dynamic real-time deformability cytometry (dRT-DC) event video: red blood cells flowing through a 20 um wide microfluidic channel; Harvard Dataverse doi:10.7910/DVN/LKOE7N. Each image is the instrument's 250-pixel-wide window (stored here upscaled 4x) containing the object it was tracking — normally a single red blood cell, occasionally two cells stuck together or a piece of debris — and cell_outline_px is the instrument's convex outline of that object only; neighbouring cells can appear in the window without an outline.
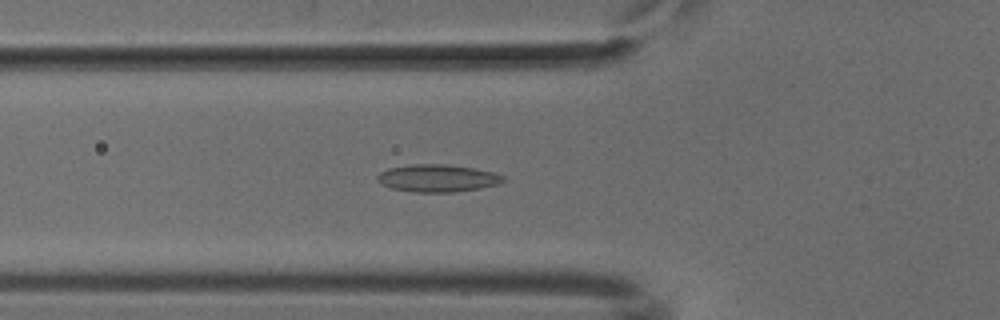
{"species": "common noctule bat (a hibernating species)", "species_latin": "Nyctalus noctula", "temperature_condition": "cold", "stored_images_in_passage": 51, "camera_frame_rate_fps": 3000, "um_per_image_px": 0.085, "animal": {"sex": "male", "body_mass_g": 18.8}, "frame": {"image": 1, "passage_image": 17, "time_ms": 5.333, "image_size_px": [1000, 320], "cell_outline_px": [[504, 180], [500, 184], [480, 188], [456, 192], [416, 192], [392, 188], [380, 184], [376, 180], [376, 176], [380, 172], [388, 168], [412, 164], [448, 164], [476, 168], [492, 172], [504, 176]], "centroid_in_image_um": [37.18, 15.14], "position_along_channel_um": 88.6, "area_um2": 20.29}}
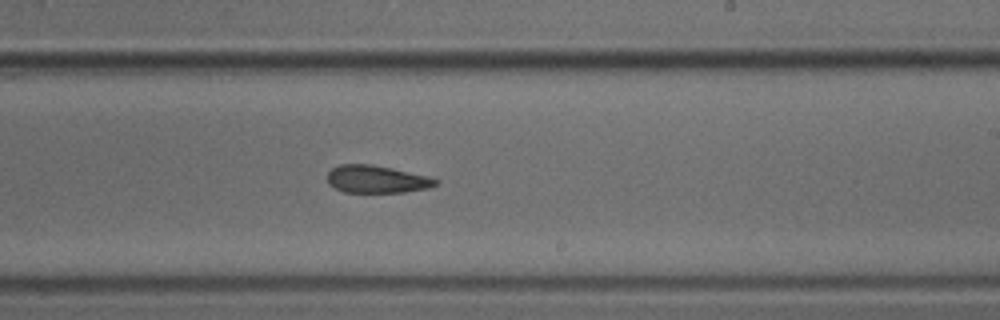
{"frame": {"image": 2, "passage_image": 30, "time_ms": 9.667, "image_size_px": [1000, 320], "cell_outline_px": [[440, 184], [428, 188], [404, 192], [344, 192], [328, 184], [328, 172], [332, 168], [340, 164], [372, 164], [432, 176], [440, 180]], "centroid_in_image_um": [32.08, 15.22], "position_along_channel_um": 256.9, "area_um2": 17.63}}
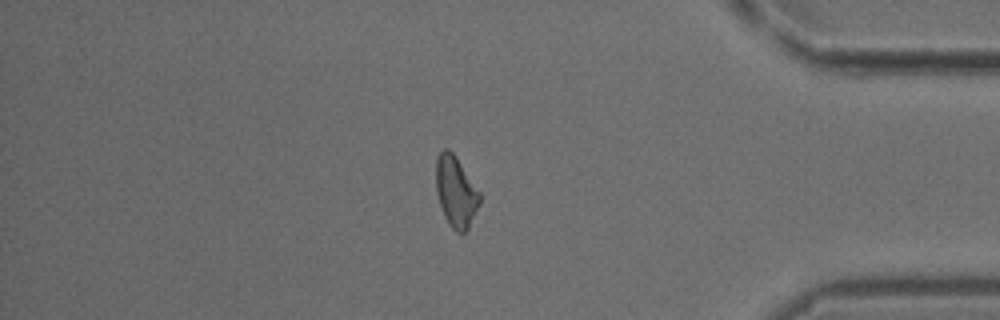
{"frame": {"image": 3, "passage_image": 43, "time_ms": 14.0, "image_size_px": [1000, 320], "cell_outline_px": [[480, 204], [468, 228], [464, 232], [456, 232], [448, 224], [444, 216], [440, 204], [436, 188], [436, 160], [440, 152], [444, 148], [448, 148], [456, 156], [480, 192]], "centroid_in_image_um": [38.75, 16.28], "position_along_channel_um": 396.5, "area_um2": 17.98}}